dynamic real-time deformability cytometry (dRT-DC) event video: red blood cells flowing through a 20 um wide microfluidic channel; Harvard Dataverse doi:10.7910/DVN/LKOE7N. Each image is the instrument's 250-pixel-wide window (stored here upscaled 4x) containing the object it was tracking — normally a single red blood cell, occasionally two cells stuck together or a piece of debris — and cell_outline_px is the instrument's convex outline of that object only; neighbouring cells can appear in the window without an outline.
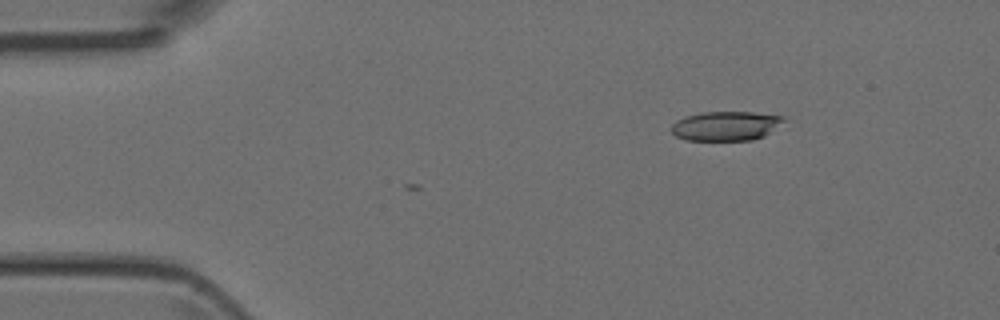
{"species": "Egyptian fruit bat (a non-hibernating species)", "species_latin": "Rousettus aegyptiacus", "temperature_condition": "room temperature", "stored_images_in_passage": 3, "camera_frame_rate_fps": 3000, "um_per_image_px": 0.085, "animal": {"sex": "female"}, "frame": {"image": 1, "passage_image": 1, "time_ms": 0.0, "image_size_px": [1000, 320], "cell_outline_px": [[784, 120], [764, 136], [752, 140], [684, 140], [676, 136], [668, 128], [676, 120], [684, 116], [700, 112], [752, 112], [784, 116]], "centroid_in_image_um": [61.61, 10.7], "position_along_channel_um": 23.4, "area_um2": 19.25}}